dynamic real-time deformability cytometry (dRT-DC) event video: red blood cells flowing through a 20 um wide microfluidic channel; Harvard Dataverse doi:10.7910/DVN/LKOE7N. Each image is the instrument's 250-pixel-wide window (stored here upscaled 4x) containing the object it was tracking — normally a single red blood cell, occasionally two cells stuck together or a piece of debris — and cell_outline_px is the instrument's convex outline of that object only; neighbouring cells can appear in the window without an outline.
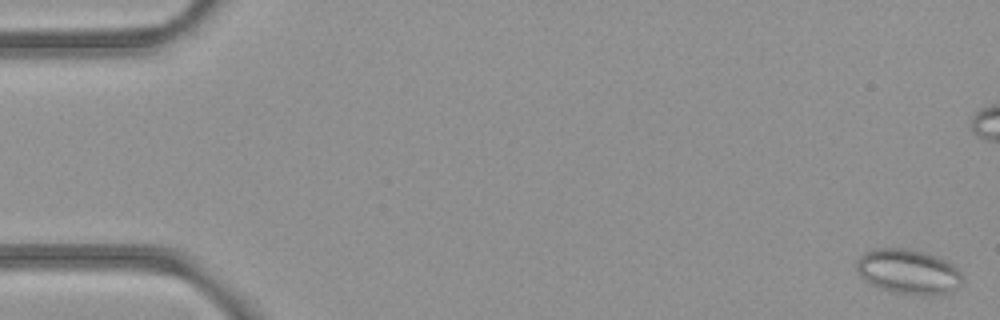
{"species": "common noctule bat (a hibernating species)", "species_latin": "Nyctalus noctula", "temperature_condition": "room temperature", "stored_images_in_passage": 55, "camera_frame_rate_fps": 3000, "um_per_image_px": 0.085, "animal": {"sex": "female", "body_mass_g": 21.9}, "frame": {"image": 1, "passage_image": 2, "time_ms": 0.333, "image_size_px": [1000, 320], "cell_outline_px": [[964, 284], [952, 292], [932, 296], [896, 292], [880, 288], [864, 280], [856, 272], [856, 260], [864, 252], [872, 248], [904, 248], [924, 252], [948, 260], [964, 276]], "centroid_in_image_um": [77.24, 23.09], "position_along_channel_um": 7.8, "area_um2": 28.15}}
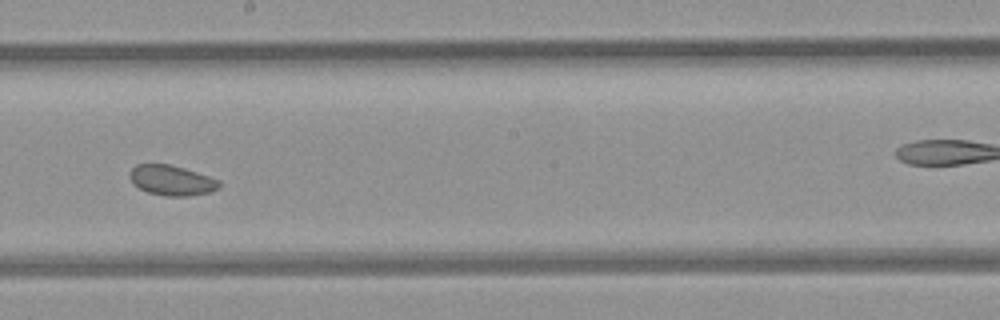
{"frame": {"image": 2, "passage_image": 31, "time_ms": 10.0, "image_size_px": [1000, 320], "cell_outline_px": [[220, 188], [208, 192], [188, 196], [164, 196], [148, 192], [132, 184], [128, 176], [128, 172], [136, 164], [168, 164], [184, 168], [220, 180]], "centroid_in_image_um": [14.55, 15.33], "position_along_channel_um": 233.6, "area_um2": 15.78}}
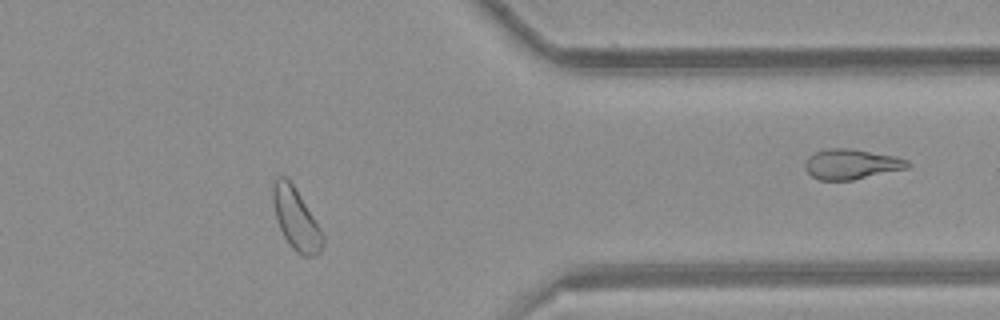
{"frame": {"image": 3, "passage_image": 44, "time_ms": 14.333, "image_size_px": [1000, 320], "cell_outline_px": [[324, 244], [320, 252], [316, 256], [304, 256], [296, 252], [292, 248], [284, 236], [276, 220], [272, 200], [272, 184], [276, 176], [288, 176], [320, 228], [324, 236]], "centroid_in_image_um": [25.14, 18.59], "position_along_channel_um": 386.3, "area_um2": 17.98}, "authors_computed_cell_mechanics": {"area_um2": 18.7272, "velocity_mm_per_s": 3.9254, "shape_relaxation_time_tau1_ms": null, "shape_relaxation_time_tau2_ms": 3.2519, "deformation_change_tau1": null, "deformation_change_tau2": 0.0732}}